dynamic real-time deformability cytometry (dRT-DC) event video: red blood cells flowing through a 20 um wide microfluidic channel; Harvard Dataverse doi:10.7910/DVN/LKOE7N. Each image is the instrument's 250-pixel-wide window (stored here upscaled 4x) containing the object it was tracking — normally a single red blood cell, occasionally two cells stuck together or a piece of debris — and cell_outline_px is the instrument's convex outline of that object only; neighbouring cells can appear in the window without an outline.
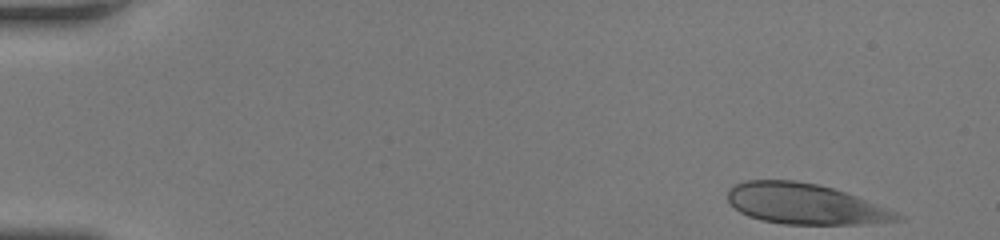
{"species": "human", "species_latin": "Homo sapiens", "temperature_condition": "room temperature", "stored_images_in_passage": 46, "camera_frame_rate_fps": 3000, "um_per_image_px": 0.085, "donor": {"sex": "female"}, "frame": {"image": 1, "passage_image": 1, "time_ms": 0.0, "image_size_px": [1000, 240], "cell_outline_px": [[904, 220], [860, 224], [784, 224], [764, 220], [748, 216], [740, 212], [728, 200], [728, 188], [744, 180], [796, 180], [820, 184], [856, 196], [896, 212], [904, 216]], "centroid_in_image_um": [68.41, 17.33], "position_along_channel_um": 16.6, "area_um2": 39.88}}
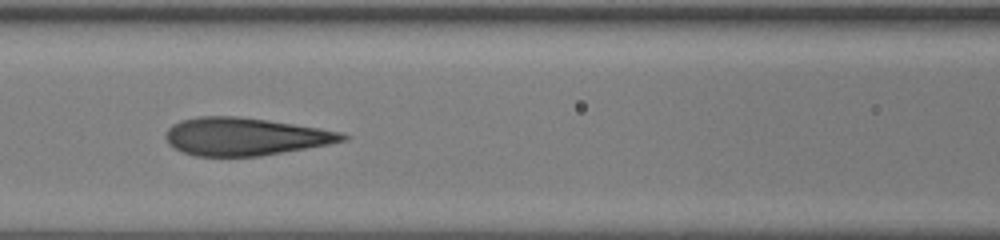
{"frame": {"image": 2, "passage_image": 20, "time_ms": 6.333, "image_size_px": [1000, 240], "cell_outline_px": [[352, 136], [348, 140], [328, 144], [260, 156], [196, 156], [184, 152], [168, 144], [164, 136], [168, 128], [172, 124], [180, 120], [200, 116], [236, 116], [268, 120], [320, 128], [340, 132]], "centroid_in_image_um": [20.82, 11.6], "position_along_channel_um": 145.8, "area_um2": 38.84}}
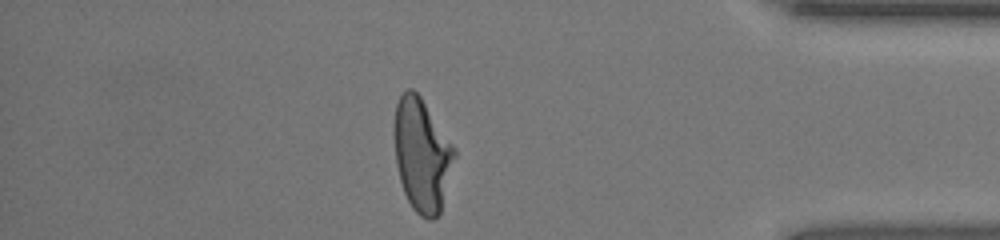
{"frame": {"image": 3, "passage_image": 40, "time_ms": 13.0, "image_size_px": [1000, 240], "cell_outline_px": [[456, 156], [440, 212], [432, 220], [428, 220], [420, 216], [412, 208], [404, 192], [400, 180], [396, 164], [392, 132], [392, 124], [396, 104], [400, 96], [408, 88], [412, 88], [420, 96], [456, 148]], "centroid_in_image_um": [35.84, 13.15], "position_along_channel_um": 399.4, "area_um2": 40.06}, "authors_computed_cell_mechanics": {"area_um2": 39.6508, "velocity_mm_per_s": 4.2476, "shape_relaxation_time_tau1_ms": 5.0987, "shape_relaxation_time_tau2_ms": 0.7049, "deformation_change_tau1": 0.2365, "deformation_change_tau2": 0.0653}}